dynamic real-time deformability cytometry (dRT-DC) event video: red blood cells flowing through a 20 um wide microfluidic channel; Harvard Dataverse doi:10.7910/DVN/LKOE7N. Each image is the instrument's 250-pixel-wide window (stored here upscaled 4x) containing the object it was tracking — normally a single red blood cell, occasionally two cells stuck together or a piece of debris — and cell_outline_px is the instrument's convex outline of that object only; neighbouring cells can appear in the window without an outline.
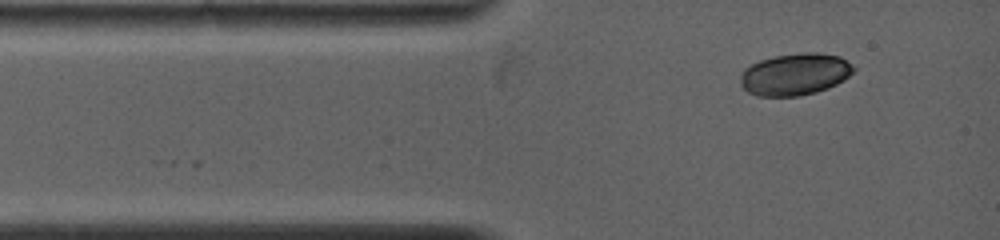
{"species": "common noctule bat (a hibernating species)", "species_latin": "Nyctalus noctula", "temperature_condition": "warm", "stored_images_in_passage": 6, "camera_frame_rate_fps": 5000, "um_per_image_px": 0.085, "animal": {"sex": "female", "body_mass_g": 19.0, "forearm_length_mm": 53.3}, "frame": {"image": 1, "passage_image": 1, "time_ms": 0.0, "image_size_px": [1000, 240], "cell_outline_px": [[856, 68], [844, 80], [828, 88], [816, 92], [800, 96], [756, 96], [748, 92], [740, 84], [740, 76], [744, 68], [760, 60], [776, 56], [804, 52], [816, 52], [840, 56], [852, 64]], "centroid_in_image_um": [67.57, 6.32], "position_along_channel_um": 17.4, "area_um2": 27.74}}
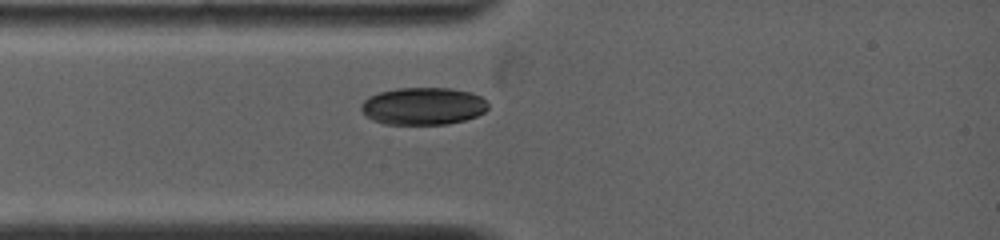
{"frame": {"image": 2, "passage_image": 5, "time_ms": 1.4, "image_size_px": [1000, 240], "cell_outline_px": [[488, 108], [484, 112], [476, 116], [464, 120], [448, 124], [384, 124], [372, 120], [364, 116], [360, 108], [360, 104], [368, 96], [380, 92], [396, 88], [448, 88], [472, 92], [480, 96], [488, 104]], "centroid_in_image_um": [35.93, 9.02], "position_along_channel_um": 49.1, "area_um2": 27.86}}